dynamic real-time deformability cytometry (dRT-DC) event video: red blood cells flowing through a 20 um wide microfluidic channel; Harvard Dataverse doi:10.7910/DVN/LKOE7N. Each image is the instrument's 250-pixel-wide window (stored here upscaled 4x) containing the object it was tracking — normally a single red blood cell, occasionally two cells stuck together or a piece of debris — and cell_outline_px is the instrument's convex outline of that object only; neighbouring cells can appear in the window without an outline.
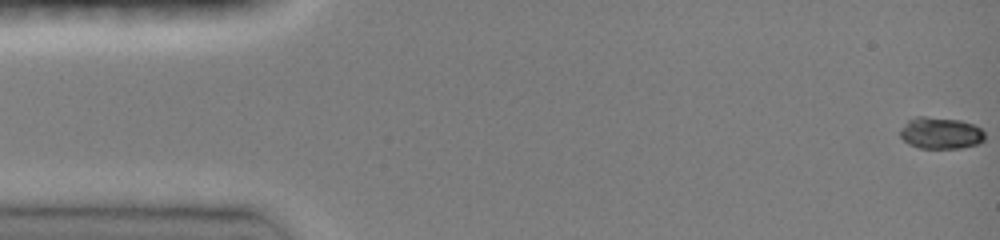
{"species": "common noctule bat (a hibernating species)", "species_latin": "Nyctalus noctula", "temperature_condition": "room temperature", "stored_images_in_passage": 48, "camera_frame_rate_fps": 3000, "um_per_image_px": 0.085, "animal": {"sex": "female", "body_mass_g": 19.0, "forearm_length_mm": 51.5}, "frame": {"image": 1, "passage_image": 1, "time_ms": 0.0, "image_size_px": [1000, 240], "cell_outline_px": [[984, 140], [980, 144], [960, 148], [920, 148], [908, 144], [900, 136], [900, 128], [908, 120], [916, 116], [924, 116], [960, 120], [972, 124], [980, 128], [984, 132]], "centroid_in_image_um": [79.94, 11.31], "position_along_channel_um": 5.1, "area_um2": 15.72}}
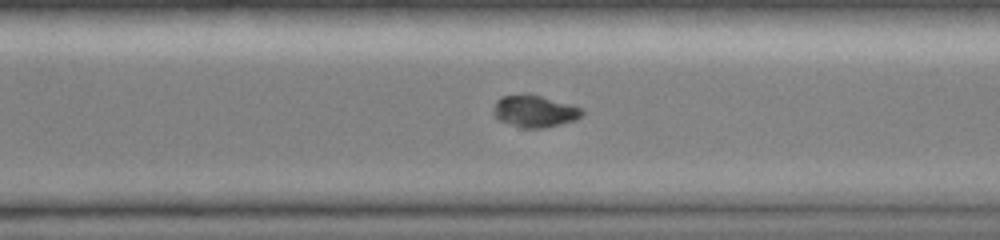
{"frame": {"image": 2, "passage_image": 34, "time_ms": 11.0, "image_size_px": [1000, 240], "cell_outline_px": [[584, 112], [580, 116], [572, 120], [560, 124], [544, 128], [524, 128], [500, 120], [492, 112], [496, 100], [500, 96], [528, 92], [572, 104], [580, 108]], "centroid_in_image_um": [45.41, 9.41], "position_along_channel_um": 325.2, "area_um2": 16.59}}
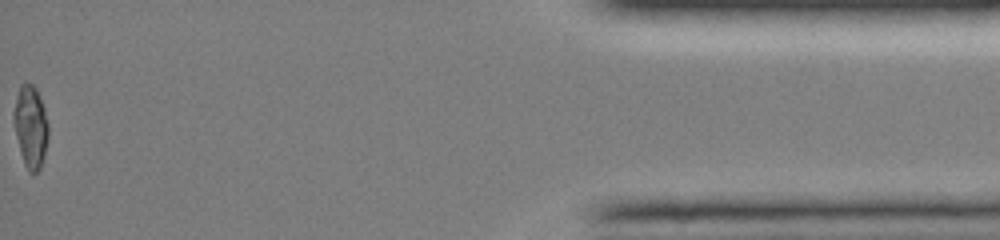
{"frame": {"image": 3, "passage_image": 48, "time_ms": 15.667, "image_size_px": [1000, 240], "cell_outline_px": [[48, 136], [44, 156], [40, 168], [36, 172], [28, 172], [24, 164], [20, 152], [16, 136], [12, 116], [12, 112], [20, 84], [32, 84], [36, 88], [44, 108], [48, 124]], "centroid_in_image_um": [2.59, 10.77], "position_along_channel_um": 432.6, "area_um2": 16.53}, "authors_computed_cell_mechanics": {"area_um2": 16.5019, "velocity_mm_per_s": 4.0971, "shape_relaxation_time_tau1_ms": 7.4615, "shape_relaxation_time_tau2_ms": null, "deformation_change_tau1": 0.2935, "deformation_change_tau2": null}}